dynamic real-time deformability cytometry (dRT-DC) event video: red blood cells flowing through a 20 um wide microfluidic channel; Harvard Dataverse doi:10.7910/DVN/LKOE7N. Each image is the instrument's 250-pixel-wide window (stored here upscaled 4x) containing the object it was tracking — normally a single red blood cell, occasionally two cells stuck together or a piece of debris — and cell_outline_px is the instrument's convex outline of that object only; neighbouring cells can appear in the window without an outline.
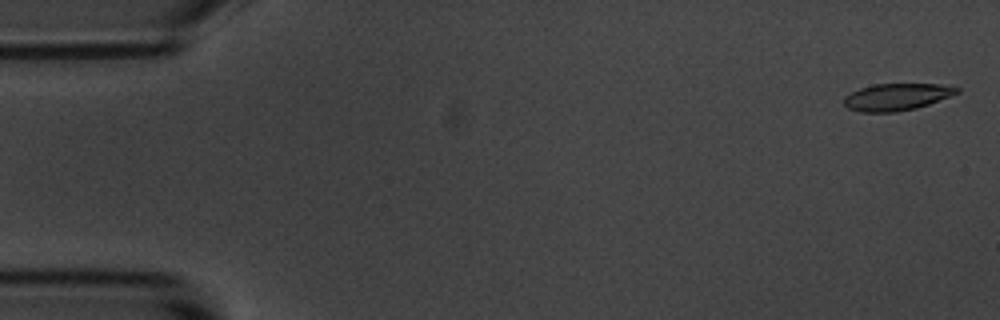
{"species": "common noctule bat (a hibernating species)", "species_latin": "Nyctalus noctula", "temperature_condition": "room temperature", "stored_images_in_passage": 55, "camera_frame_rate_fps": 3000, "um_per_image_px": 0.085, "animal": {"sex": "male", "body_mass_g": 20.1, "forearm_length_mm": 53.5}, "frame": {"image": 1, "passage_image": 2, "time_ms": 0.333, "image_size_px": [1000, 320], "cell_outline_px": [[960, 92], [928, 104], [916, 108], [896, 112], [860, 112], [848, 108], [844, 104], [844, 96], [860, 88], [872, 84], [940, 84], [960, 88]], "centroid_in_image_um": [76.2, 8.23], "position_along_channel_um": 8.8, "area_um2": 17.69}}
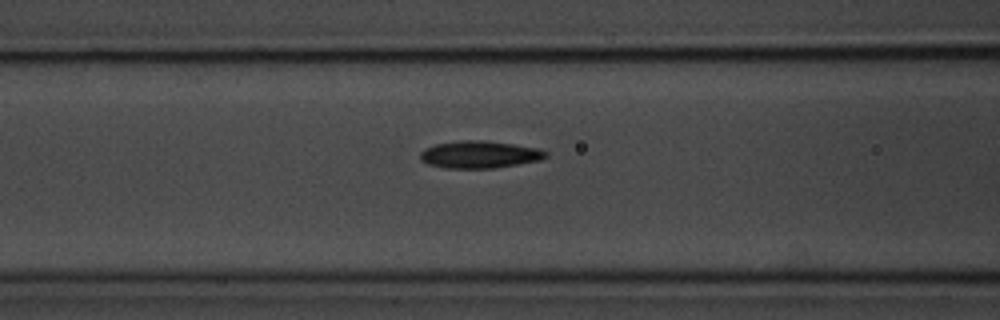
{"frame": {"image": 2, "passage_image": 22, "time_ms": 7.0, "image_size_px": [1000, 320], "cell_outline_px": [[548, 156], [540, 160], [496, 168], [444, 168], [428, 164], [420, 160], [420, 152], [424, 148], [436, 144], [464, 140], [480, 140], [512, 144], [540, 148], [548, 152]], "centroid_in_image_um": [40.76, 13.14], "position_along_channel_um": 125.8, "area_um2": 20.0}}
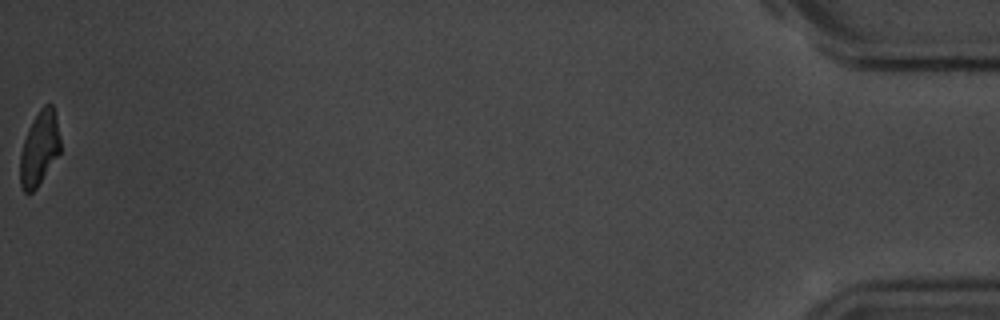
{"frame": {"image": 3, "passage_image": 55, "time_ms": 18.0, "image_size_px": [1000, 320], "cell_outline_px": [[60, 152], [36, 188], [32, 192], [24, 192], [20, 188], [20, 156], [24, 140], [28, 128], [40, 108], [44, 104], [52, 104], [56, 116], [60, 136]], "centroid_in_image_um": [3.34, 12.6], "position_along_channel_um": 431.9, "area_um2": 17.28}, "authors_computed_cell_mechanics": {"area_um2": 18.785, "velocity_mm_per_s": 3.7008, "shape_relaxation_time_tau1_ms": 3.2793, "shape_relaxation_time_tau2_ms": 3.7953, "deformation_change_tau1": 0.1385, "deformation_change_tau2": 0.1119}}